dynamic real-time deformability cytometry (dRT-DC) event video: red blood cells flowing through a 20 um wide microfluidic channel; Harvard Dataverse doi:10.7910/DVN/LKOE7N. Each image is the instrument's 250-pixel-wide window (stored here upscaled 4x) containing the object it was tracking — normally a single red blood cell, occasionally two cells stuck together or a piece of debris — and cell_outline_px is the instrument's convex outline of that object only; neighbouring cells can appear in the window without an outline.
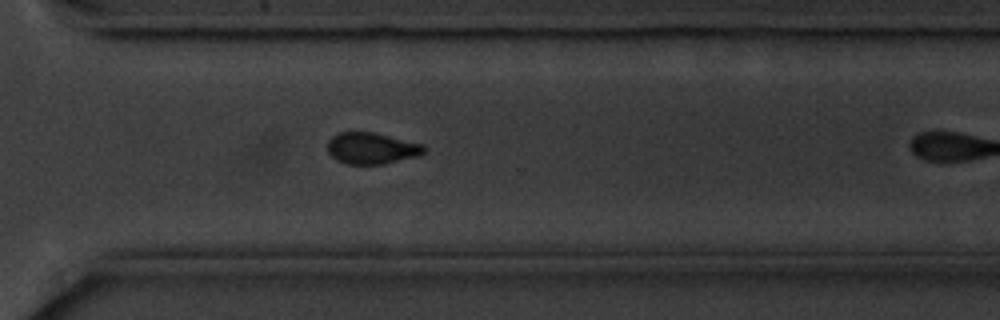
{"species": "common noctule bat (a hibernating species)", "species_latin": "Nyctalus noctula", "temperature_condition": "cold", "stored_images_in_passage": 38, "camera_frame_rate_fps": 3000, "um_per_image_px": 0.085, "animal": {"sex": "male", "body_mass_g": 20.1, "forearm_length_mm": 53.5}, "frame": {"image": 1, "passage_image": 33, "time_ms": 10.667, "image_size_px": [1000, 320], "cell_outline_px": [[428, 148], [420, 156], [384, 164], [348, 164], [336, 160], [328, 152], [328, 140], [332, 136], [340, 132], [372, 132], [424, 144]], "centroid_in_image_um": [31.62, 12.61], "position_along_channel_um": 339.0, "area_um2": 17.8}}